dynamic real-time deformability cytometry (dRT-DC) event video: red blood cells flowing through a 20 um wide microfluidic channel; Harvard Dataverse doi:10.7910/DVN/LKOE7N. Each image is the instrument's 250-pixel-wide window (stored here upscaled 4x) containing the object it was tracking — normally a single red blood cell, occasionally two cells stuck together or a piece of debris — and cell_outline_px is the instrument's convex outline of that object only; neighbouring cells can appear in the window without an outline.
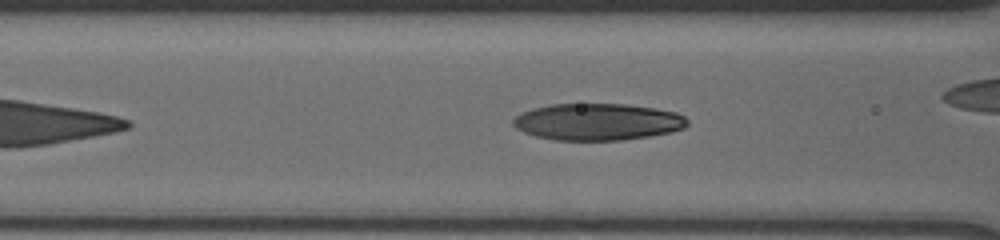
{"species": "human", "species_latin": "Homo sapiens", "temperature_condition": "cold", "stored_images_in_passage": 13, "camera_frame_rate_fps": 3000, "um_per_image_px": 0.085, "donor": {"sex": "male"}, "frame": {"image": 1, "passage_image": 11, "time_ms": 2.333, "image_size_px": [1000, 240], "cell_outline_px": [[688, 124], [684, 128], [672, 132], [624, 140], [556, 140], [536, 136], [524, 132], [516, 128], [512, 124], [512, 120], [520, 112], [532, 108], [552, 104], [624, 104], [652, 108], [676, 112], [684, 116], [688, 120]], "centroid_in_image_um": [50.78, 10.36], "position_along_channel_um": 115.8, "area_um2": 37.4}}